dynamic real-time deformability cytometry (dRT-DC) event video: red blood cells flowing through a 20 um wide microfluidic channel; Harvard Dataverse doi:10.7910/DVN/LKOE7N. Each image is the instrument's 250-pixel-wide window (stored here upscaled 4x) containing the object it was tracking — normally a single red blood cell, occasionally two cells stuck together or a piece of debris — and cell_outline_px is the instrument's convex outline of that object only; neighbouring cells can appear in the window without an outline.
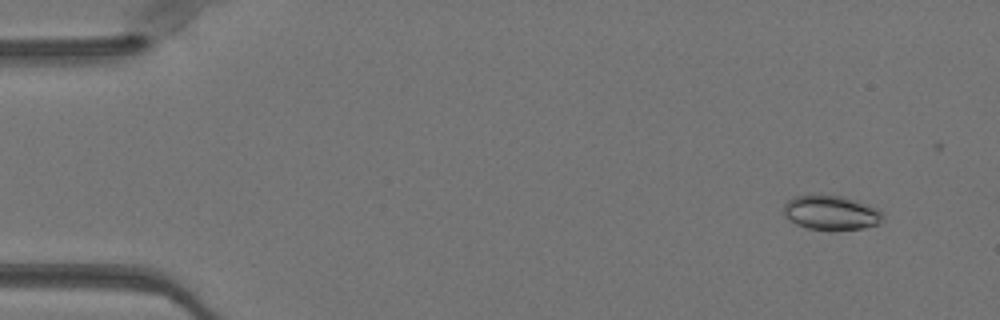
{"species": "Egyptian fruit bat (a non-hibernating species)", "species_latin": "Rousettus aegyptiacus", "temperature_condition": "warm", "stored_images_in_passage": 13, "camera_frame_rate_fps": 3000, "um_per_image_px": 0.085, "animal": {"sex": "female"}, "frame": {"image": 1, "passage_image": 4, "time_ms": 1.0, "image_size_px": [1000, 320], "cell_outline_px": [[884, 216], [876, 224], [864, 228], [808, 228], [796, 224], [788, 220], [784, 216], [784, 204], [792, 196], [812, 192], [820, 192], [840, 196], [856, 200], [868, 204], [884, 212]], "centroid_in_image_um": [70.57, 18.0], "position_along_channel_um": 14.4, "area_um2": 20.11}}